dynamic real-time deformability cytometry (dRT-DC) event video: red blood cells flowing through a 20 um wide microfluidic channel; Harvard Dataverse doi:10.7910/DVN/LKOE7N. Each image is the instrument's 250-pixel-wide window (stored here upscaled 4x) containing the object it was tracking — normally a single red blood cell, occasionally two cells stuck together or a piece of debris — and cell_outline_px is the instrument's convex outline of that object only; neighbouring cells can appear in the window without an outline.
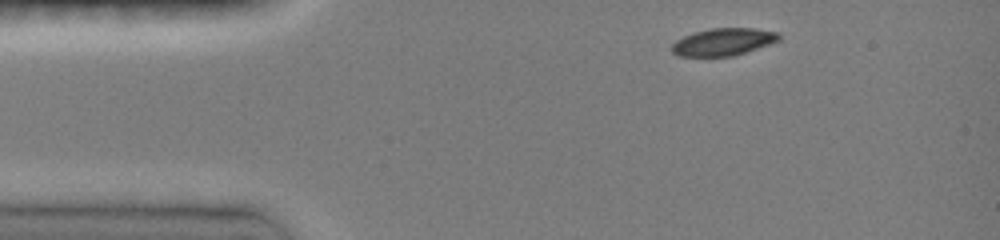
{"species": "common noctule bat (a hibernating species)", "species_latin": "Nyctalus noctula", "temperature_condition": "room temperature", "stored_images_in_passage": 6, "camera_frame_rate_fps": 3000, "um_per_image_px": 0.085, "animal": {"sex": "female", "body_mass_g": 19.0, "forearm_length_mm": 51.5}, "frame": {"image": 1, "passage_image": 1, "time_ms": 0.0, "image_size_px": [1000, 240], "cell_outline_px": [[780, 40], [732, 56], [676, 56], [672, 52], [672, 44], [676, 40], [692, 32], [712, 28], [756, 28], [780, 32]], "centroid_in_image_um": [61.46, 3.55], "position_along_channel_um": 23.5, "area_um2": 17.05}}
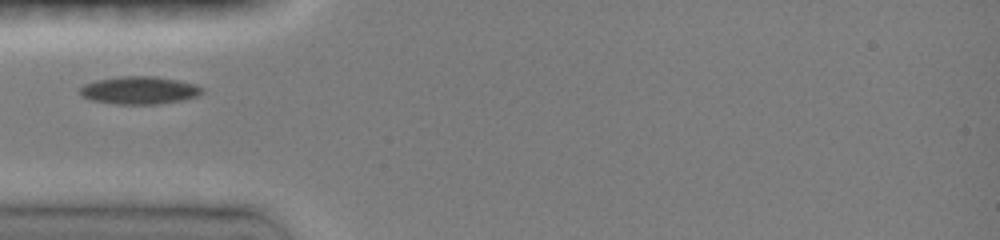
{"frame": {"image": 2, "passage_image": 5, "time_ms": 2.667, "image_size_px": [1000, 240], "cell_outline_px": [[204, 92], [196, 96], [184, 100], [160, 104], [116, 104], [92, 100], [80, 96], [80, 88], [84, 84], [96, 80], [120, 76], [156, 76], [196, 84], [204, 88]], "centroid_in_image_um": [11.86, 7.67], "position_along_channel_um": 73.1, "area_um2": 19.88}}